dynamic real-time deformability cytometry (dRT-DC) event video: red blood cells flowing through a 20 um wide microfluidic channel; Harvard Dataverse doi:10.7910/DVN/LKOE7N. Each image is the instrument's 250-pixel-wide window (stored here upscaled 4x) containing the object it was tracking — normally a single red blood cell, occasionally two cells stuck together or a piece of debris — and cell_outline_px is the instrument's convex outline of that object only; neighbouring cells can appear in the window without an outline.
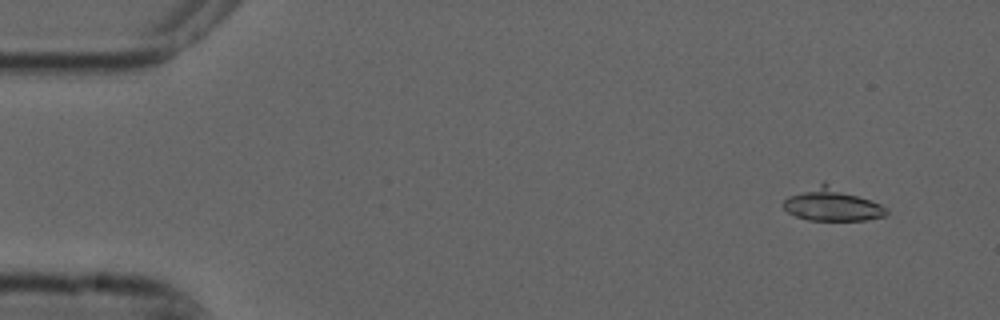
{"species": "common noctule bat (a hibernating species)", "species_latin": "Nyctalus noctula", "temperature_condition": "cold", "stored_images_in_passage": 4, "camera_frame_rate_fps": 3000, "um_per_image_px": 0.085, "animal": {"sex": "male", "forearm_length_mm": 52.5}, "frame": {"image": 1, "passage_image": 1, "time_ms": 0.0, "image_size_px": [1000, 320], "cell_outline_px": [[888, 216], [864, 220], [808, 220], [796, 216], [788, 212], [780, 204], [788, 196], [824, 180], [880, 204], [888, 208]], "centroid_in_image_um": [70.72, 17.36], "position_along_channel_um": 14.3, "area_um2": 20.06}}
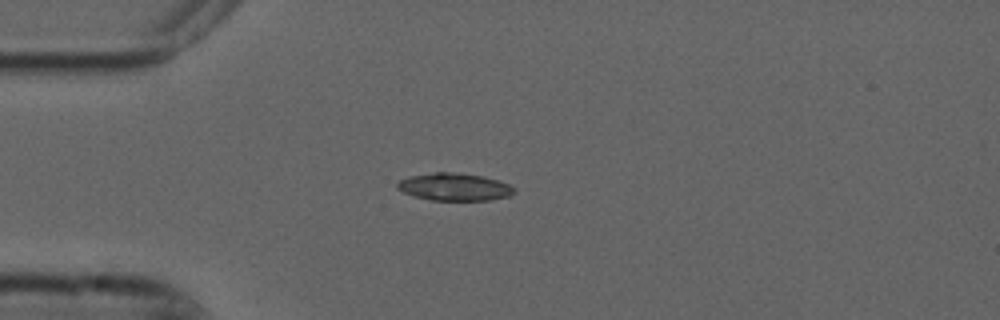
{"frame": {"image": 2, "passage_image": 4, "time_ms": 1.0, "image_size_px": [1000, 320], "cell_outline_px": [[516, 192], [512, 196], [488, 200], [432, 200], [416, 196], [404, 192], [396, 188], [396, 184], [400, 180], [408, 176], [436, 172], [452, 172], [484, 176], [508, 184], [516, 188]], "centroid_in_image_um": [38.66, 15.88], "position_along_channel_um": 46.3, "area_um2": 18.73}}